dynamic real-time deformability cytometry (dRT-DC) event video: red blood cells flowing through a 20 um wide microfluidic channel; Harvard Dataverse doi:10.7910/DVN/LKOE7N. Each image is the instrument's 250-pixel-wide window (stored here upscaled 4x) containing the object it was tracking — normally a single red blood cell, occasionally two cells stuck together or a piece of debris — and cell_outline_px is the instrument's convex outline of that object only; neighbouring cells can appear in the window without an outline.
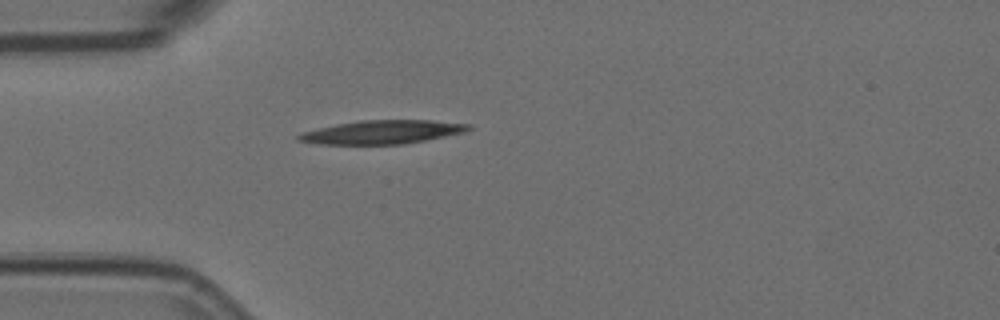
{"species": "Egyptian fruit bat (a non-hibernating species)", "species_latin": "Rousettus aegyptiacus", "temperature_condition": "room temperature", "stored_images_in_passage": 1, "camera_frame_rate_fps": 3000, "um_per_image_px": 0.085, "animal": {"sex": "female"}, "frame": {"image": 1, "passage_image": 1, "time_ms": 0.0, "image_size_px": [1000, 320], "cell_outline_px": [[472, 128], [464, 132], [404, 144], [316, 144], [296, 140], [296, 136], [300, 132], [336, 124], [360, 120], [432, 120], [472, 124]], "centroid_in_image_um": [32.45, 11.22], "position_along_channel_um": 52.5, "area_um2": 23.41}}